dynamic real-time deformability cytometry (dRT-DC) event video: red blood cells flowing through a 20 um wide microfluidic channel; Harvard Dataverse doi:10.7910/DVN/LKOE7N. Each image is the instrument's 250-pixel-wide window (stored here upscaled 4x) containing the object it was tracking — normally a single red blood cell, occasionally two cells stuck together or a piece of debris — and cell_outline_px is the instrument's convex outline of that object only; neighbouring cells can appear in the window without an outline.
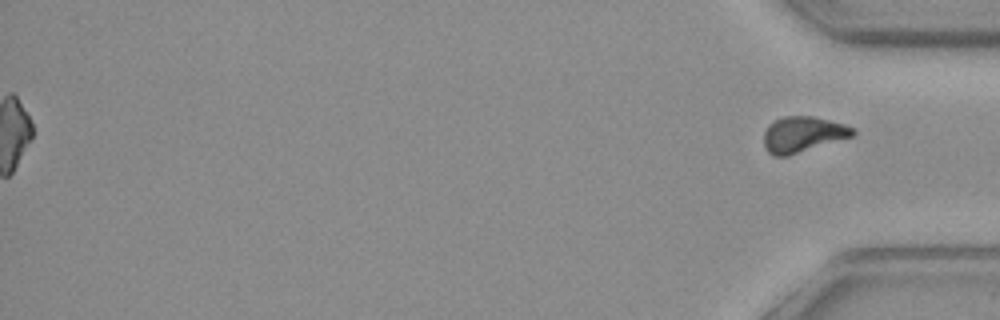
{"species": "common noctule bat (a hibernating species)", "species_latin": "Nyctalus noctula", "temperature_condition": "warm", "stored_images_in_passage": 55, "segment_of_instrument_passage": [2, 2], "camera_frame_rate_fps": 3000, "um_per_image_px": 0.085, "animal": {"sex": "female", "body_mass_g": 19.3, "forearm_length_mm": 54.1}, "frame": {"image": 1, "passage_image": 55, "time_ms": 18.0, "image_size_px": [1000, 320], "cell_outline_px": [[856, 132], [852, 136], [788, 156], [776, 156], [768, 152], [764, 148], [764, 132], [768, 124], [772, 120], [784, 116], [812, 116], [844, 124], [856, 128]], "centroid_in_image_um": [68.21, 11.41], "position_along_channel_um": 367.0, "area_um2": 18.55}}